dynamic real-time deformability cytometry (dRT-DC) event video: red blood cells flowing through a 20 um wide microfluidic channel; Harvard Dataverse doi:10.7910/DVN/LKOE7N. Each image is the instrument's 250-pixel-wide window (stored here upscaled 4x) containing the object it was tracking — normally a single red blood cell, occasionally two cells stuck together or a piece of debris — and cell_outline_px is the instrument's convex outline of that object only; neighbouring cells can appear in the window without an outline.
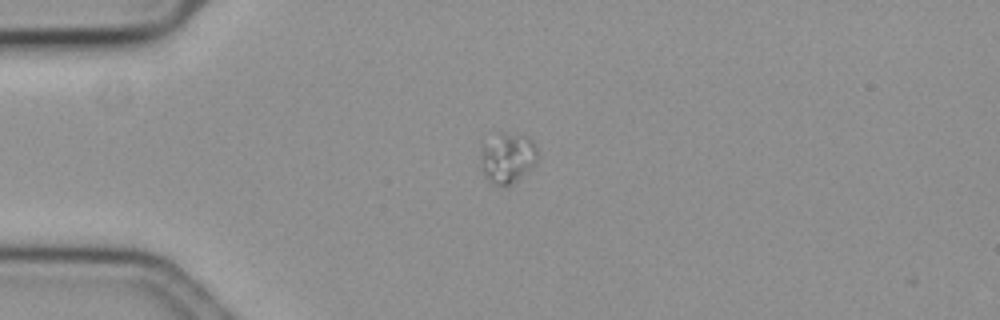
{"species": "common noctule bat (a hibernating species)", "species_latin": "Nyctalus noctula", "temperature_condition": "cold", "stored_images_in_passage": 3, "camera_frame_rate_fps": 3000, "um_per_image_px": 0.085, "animal": {"sex": "female", "body_mass_g": 19.3, "forearm_length_mm": 54.1}, "frame": {"image": 1, "passage_image": 1, "time_ms": 0.0, "image_size_px": [1000, 320], "cell_outline_px": [[536, 160], [508, 188], [496, 184], [488, 180], [484, 176], [480, 168], [480, 160], [484, 144], [496, 132], [500, 132], [528, 136], [536, 144]], "centroid_in_image_um": [43.09, 13.41], "position_along_channel_um": 41.9, "area_um2": 16.59}}